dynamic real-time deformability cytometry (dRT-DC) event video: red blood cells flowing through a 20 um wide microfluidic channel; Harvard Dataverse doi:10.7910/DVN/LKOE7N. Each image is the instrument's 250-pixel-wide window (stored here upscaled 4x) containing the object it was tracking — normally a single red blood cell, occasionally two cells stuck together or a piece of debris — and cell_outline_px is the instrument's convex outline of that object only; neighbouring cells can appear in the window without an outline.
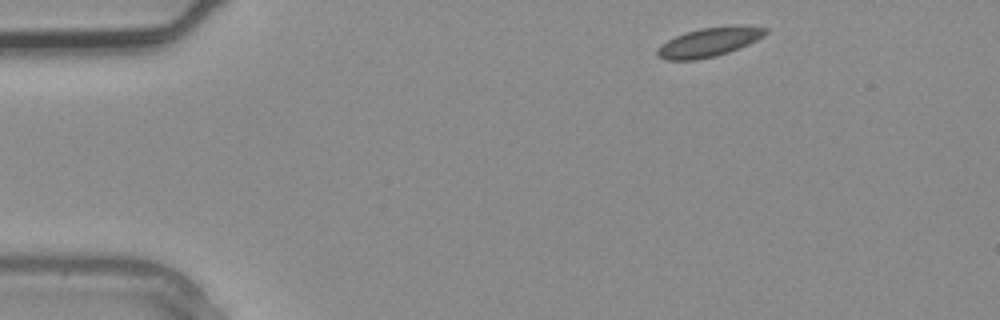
{"species": "common noctule bat (a hibernating species)", "species_latin": "Nyctalus noctula", "temperature_condition": "warm", "stored_images_in_passage": 3, "segment_of_instrument_passage": [1, 2], "camera_frame_rate_fps": 3000, "um_per_image_px": 0.085, "animal": {"sex": "male", "body_mass_g": 20.4}, "frame": {"image": 1, "passage_image": 1, "time_ms": 0.0, "image_size_px": [1000, 320], "cell_outline_px": [[768, 32], [764, 36], [740, 48], [716, 56], [696, 60], [664, 60], [656, 56], [656, 52], [668, 40], [676, 36], [700, 28], [768, 28]], "centroid_in_image_um": [60.2, 3.65], "position_along_channel_um": 24.8, "area_um2": 17.4}}